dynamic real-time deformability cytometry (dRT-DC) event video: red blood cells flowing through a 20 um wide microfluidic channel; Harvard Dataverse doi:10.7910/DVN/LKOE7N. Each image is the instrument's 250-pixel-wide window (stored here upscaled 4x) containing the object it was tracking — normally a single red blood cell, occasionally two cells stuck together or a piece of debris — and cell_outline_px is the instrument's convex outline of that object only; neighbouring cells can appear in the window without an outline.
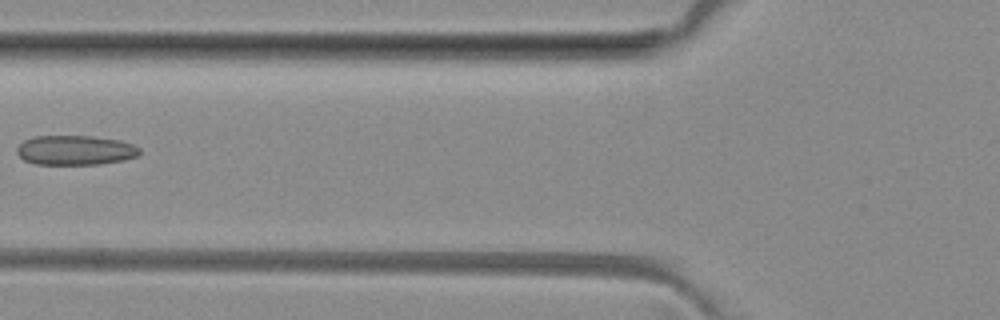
{"species": "common noctule bat (a hibernating species)", "species_latin": "Nyctalus noctula", "temperature_condition": "room temperature", "stored_images_in_passage": 5, "camera_frame_rate_fps": 3000, "um_per_image_px": 0.085, "animal": {"sex": "female", "body_mass_g": 29.2, "forearm_length_mm": 56.3}, "frame": {"image": 1, "passage_image": 5, "time_ms": 5.333, "image_size_px": [1000, 320], "cell_outline_px": [[140, 152], [136, 156], [124, 160], [100, 164], [36, 164], [24, 160], [16, 152], [16, 148], [24, 140], [32, 136], [92, 136], [120, 140], [132, 144], [140, 148]], "centroid_in_image_um": [6.38, 12.76], "position_along_channel_um": 119.4, "area_um2": 21.21}}